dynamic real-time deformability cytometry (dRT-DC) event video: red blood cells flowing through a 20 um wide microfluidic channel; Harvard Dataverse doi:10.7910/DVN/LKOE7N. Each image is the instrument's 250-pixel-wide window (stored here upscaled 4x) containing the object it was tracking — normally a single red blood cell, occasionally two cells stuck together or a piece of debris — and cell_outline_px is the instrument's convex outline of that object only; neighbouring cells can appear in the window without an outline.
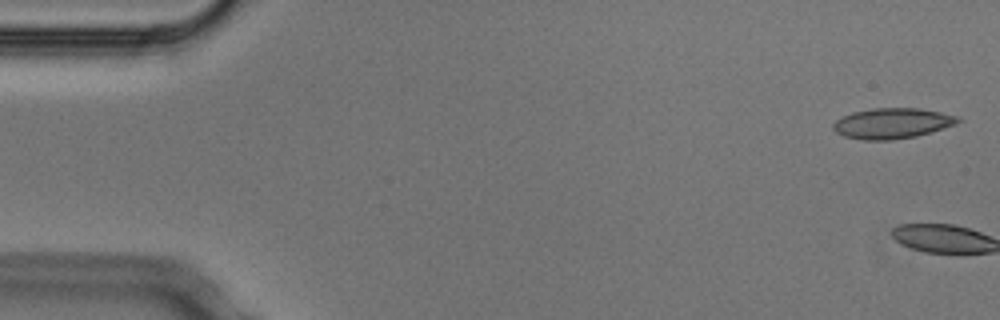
{"species": "Egyptian fruit bat (a non-hibernating species)", "species_latin": "Rousettus aegyptiacus", "temperature_condition": "cold", "stored_images_in_passage": 5, "camera_frame_rate_fps": 3000, "um_per_image_px": 0.085, "animal": {"sex": "male"}, "frame": {"image": 1, "passage_image": 1, "time_ms": 0.0, "image_size_px": [1000, 320], "cell_outline_px": [[964, 120], [956, 124], [932, 132], [916, 136], [892, 140], [864, 140], [844, 136], [836, 132], [832, 128], [832, 124], [836, 120], [852, 112], [872, 108], [920, 108], [940, 112], [956, 116]], "centroid_in_image_um": [75.85, 10.48], "position_along_channel_um": 9.2, "area_um2": 22.25}}